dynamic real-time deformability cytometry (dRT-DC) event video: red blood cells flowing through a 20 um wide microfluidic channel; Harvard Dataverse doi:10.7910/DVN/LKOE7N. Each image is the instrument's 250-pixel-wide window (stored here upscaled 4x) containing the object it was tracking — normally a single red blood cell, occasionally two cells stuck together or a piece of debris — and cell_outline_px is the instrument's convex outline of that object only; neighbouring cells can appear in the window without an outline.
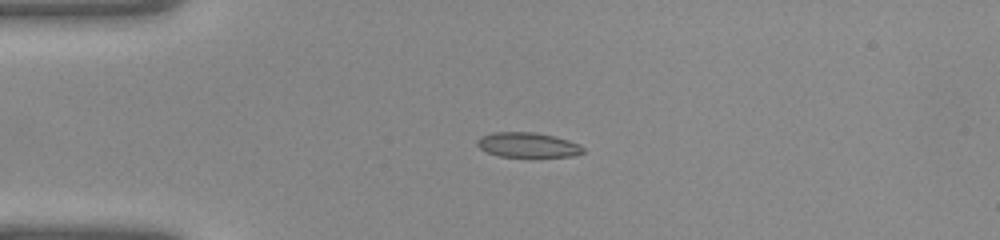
{"species": "common noctule bat (a hibernating species)", "species_latin": "Nyctalus noctula", "temperature_condition": "warm", "stored_images_in_passage": 40, "camera_frame_rate_fps": 3000, "um_per_image_px": 0.085, "animal": {"sex": "female", "body_mass_g": 22.0, "forearm_length_mm": 56.7}, "frame": {"image": 1, "passage_image": 9, "time_ms": 2.667, "image_size_px": [1000, 240], "cell_outline_px": [[584, 152], [572, 156], [500, 156], [488, 152], [480, 148], [476, 144], [476, 140], [480, 136], [492, 132], [536, 132], [568, 140], [580, 144], [584, 148]], "centroid_in_image_um": [44.83, 12.3], "position_along_channel_um": 40.2, "area_um2": 15.2}}
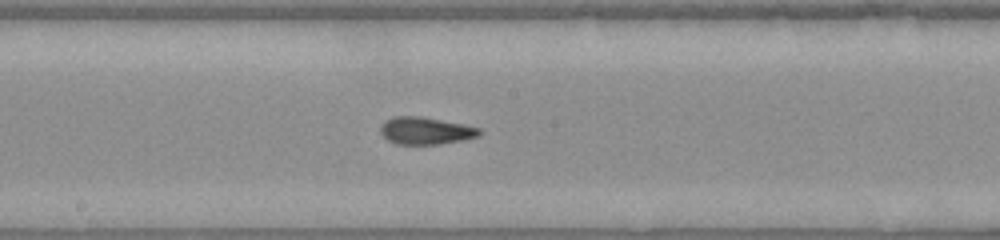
{"frame": {"image": 2, "passage_image": 21, "time_ms": 6.667, "image_size_px": [1000, 240], "cell_outline_px": [[480, 136], [464, 140], [440, 144], [396, 144], [388, 140], [380, 132], [380, 128], [388, 120], [396, 116], [420, 116], [480, 128]], "centroid_in_image_um": [36.19, 11.13], "position_along_channel_um": 212.0, "area_um2": 15.43}}
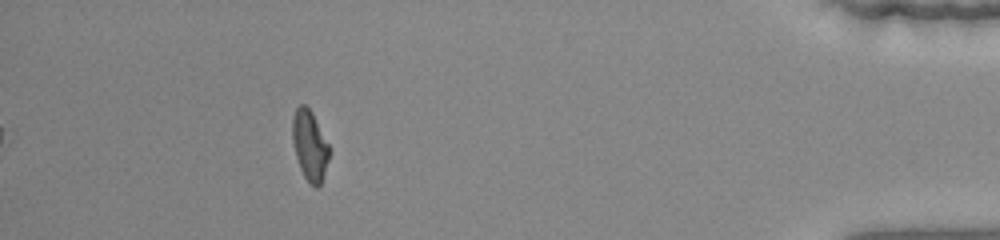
{"frame": {"image": 3, "passage_image": 36, "time_ms": 11.667, "image_size_px": [1000, 240], "cell_outline_px": [[328, 160], [320, 184], [316, 188], [304, 176], [300, 168], [296, 156], [292, 140], [292, 116], [296, 108], [300, 104], [304, 104], [312, 112], [328, 144]], "centroid_in_image_um": [26.29, 12.32], "position_along_channel_um": 408.9, "area_um2": 14.68}}